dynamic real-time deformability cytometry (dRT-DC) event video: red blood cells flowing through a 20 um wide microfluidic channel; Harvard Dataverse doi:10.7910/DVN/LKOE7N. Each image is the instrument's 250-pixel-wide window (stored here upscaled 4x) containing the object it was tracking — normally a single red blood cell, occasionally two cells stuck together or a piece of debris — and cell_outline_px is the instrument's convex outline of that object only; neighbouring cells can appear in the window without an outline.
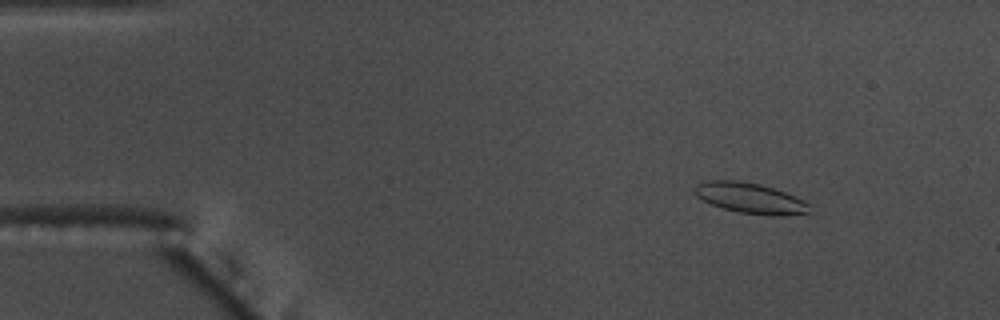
{"species": "common noctule bat (a hibernating species)", "species_latin": "Nyctalus noctula", "temperature_condition": "warm", "stored_images_in_passage": 57, "camera_frame_rate_fps": 3000, "um_per_image_px": 0.085, "animal": {"sex": "male", "body_mass_g": 17.5, "forearm_length_mm": 52.3}, "frame": {"image": 1, "passage_image": 8, "time_ms": 2.333, "image_size_px": [1000, 320], "cell_outline_px": [[812, 204], [808, 212], [780, 216], [768, 216], [740, 212], [724, 208], [712, 204], [696, 196], [692, 192], [692, 188], [696, 184], [704, 180], [736, 180], [760, 184], [784, 192], [804, 200]], "centroid_in_image_um": [63.73, 16.83], "position_along_channel_um": 21.3, "area_um2": 20.52}}
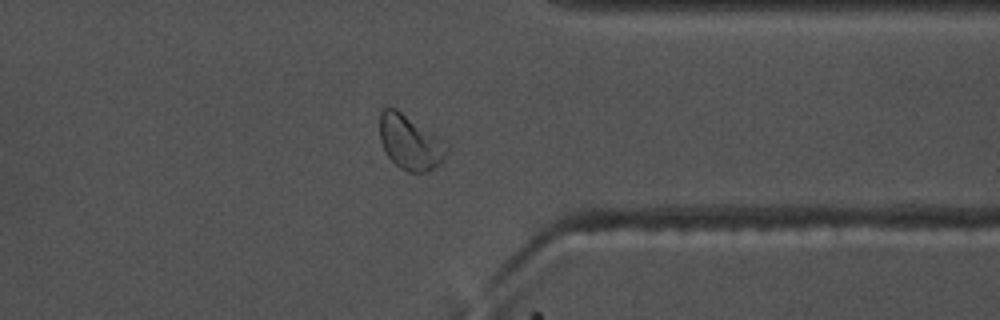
{"frame": {"image": 2, "passage_image": 45, "time_ms": 14.667, "image_size_px": [1000, 320], "cell_outline_px": [[452, 144], [448, 152], [432, 168], [424, 172], [408, 172], [400, 168], [384, 152], [380, 140], [380, 112], [384, 108], [396, 108], [448, 140]], "centroid_in_image_um": [34.9, 12.06], "position_along_channel_um": 376.5, "area_um2": 21.79}}
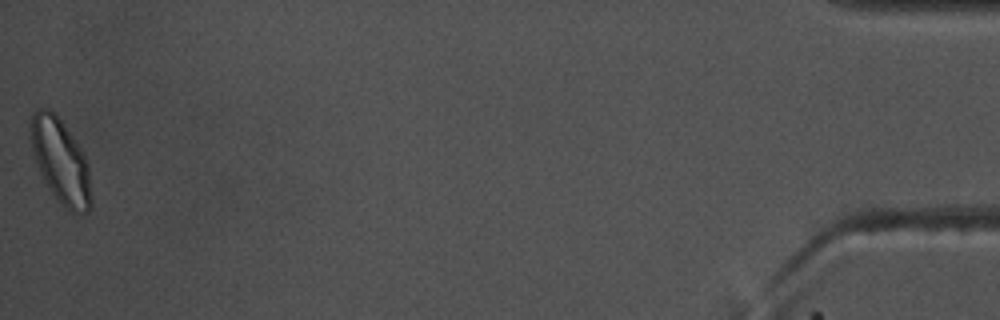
{"frame": {"image": 3, "passage_image": 57, "time_ms": 18.667, "image_size_px": [1000, 320], "cell_outline_px": [[92, 208], [88, 212], [68, 212], [60, 204], [52, 192], [40, 172], [28, 136], [28, 128], [32, 112], [36, 108], [48, 108], [60, 120], [84, 152], [88, 164], [92, 196]], "centroid_in_image_um": [5.15, 13.7], "position_along_channel_um": 430.0, "area_um2": 30.06}, "authors_computed_cell_mechanics": {"area_um2": 20.4034, "velocity_mm_per_s": 3.6447, "shape_relaxation_time_tau1_ms": 4.4537, "shape_relaxation_time_tau2_ms": 2.1231, "deformation_change_tau1": 0.13, "deformation_change_tau2": 0.0752}}